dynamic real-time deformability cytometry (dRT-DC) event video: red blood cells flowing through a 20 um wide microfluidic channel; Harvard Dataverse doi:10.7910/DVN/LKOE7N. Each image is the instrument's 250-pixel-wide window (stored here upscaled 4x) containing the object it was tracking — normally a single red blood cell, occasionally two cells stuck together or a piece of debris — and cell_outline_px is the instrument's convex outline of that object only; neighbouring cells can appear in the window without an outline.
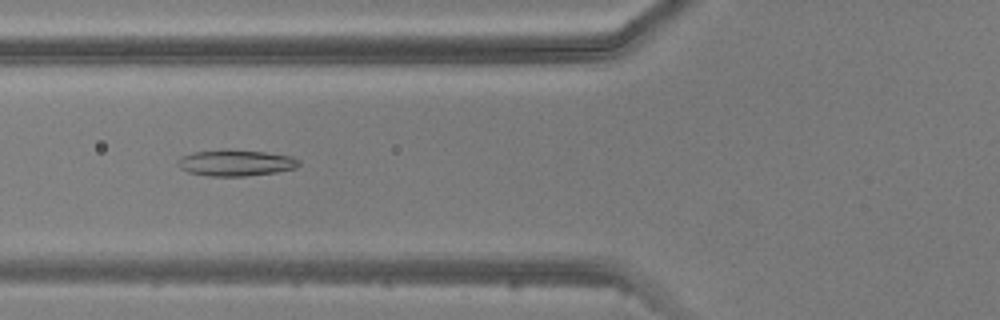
{"species": "common noctule bat (a hibernating species)", "species_latin": "Nyctalus noctula", "temperature_condition": "warm", "stored_images_in_passage": 4, "camera_frame_rate_fps": 3000, "um_per_image_px": 0.085, "animal": {"sex": "male", "body_mass_g": 20.5, "forearm_length_mm": 52.5}, "frame": {"image": 1, "passage_image": 4, "time_ms": 4.333, "image_size_px": [1000, 320], "cell_outline_px": [[300, 164], [296, 168], [276, 172], [244, 176], [208, 176], [188, 172], [180, 168], [176, 164], [176, 160], [180, 156], [192, 152], [228, 148], [264, 152], [292, 156], [300, 160]], "centroid_in_image_um": [19.99, 13.82], "position_along_channel_um": 105.8, "area_um2": 18.9}}